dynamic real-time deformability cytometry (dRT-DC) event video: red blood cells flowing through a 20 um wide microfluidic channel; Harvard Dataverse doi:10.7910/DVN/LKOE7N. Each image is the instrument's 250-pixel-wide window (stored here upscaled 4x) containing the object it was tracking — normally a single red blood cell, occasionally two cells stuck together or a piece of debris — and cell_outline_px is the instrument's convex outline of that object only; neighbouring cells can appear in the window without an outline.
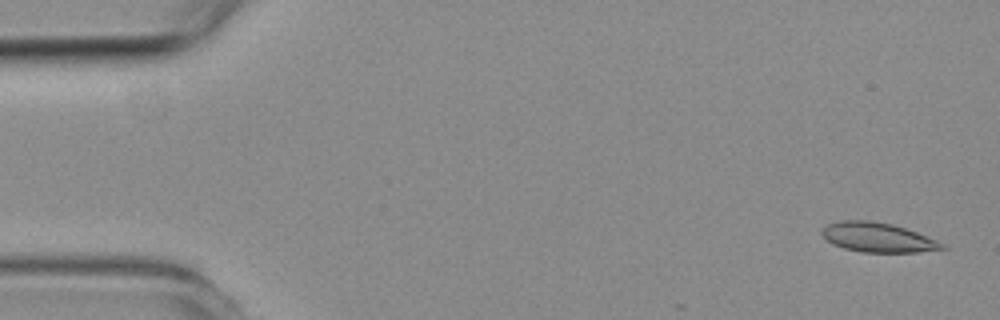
{"species": "common noctule bat (a hibernating species)", "species_latin": "Nyctalus noctula", "temperature_condition": "room temperature", "stored_images_in_passage": 4, "camera_frame_rate_fps": 3000, "um_per_image_px": 0.085, "animal": {"sex": "female", "body_mass_g": 19.3, "forearm_length_mm": 54.1}, "frame": {"image": 1, "passage_image": 1, "time_ms": 0.0, "image_size_px": [1000, 320], "cell_outline_px": [[948, 248], [920, 252], [860, 252], [844, 248], [832, 244], [820, 232], [828, 224], [840, 220], [868, 220], [892, 224], [916, 232], [936, 240], [944, 244]], "centroid_in_image_um": [74.61, 20.18], "position_along_channel_um": 10.4, "area_um2": 20.52}}